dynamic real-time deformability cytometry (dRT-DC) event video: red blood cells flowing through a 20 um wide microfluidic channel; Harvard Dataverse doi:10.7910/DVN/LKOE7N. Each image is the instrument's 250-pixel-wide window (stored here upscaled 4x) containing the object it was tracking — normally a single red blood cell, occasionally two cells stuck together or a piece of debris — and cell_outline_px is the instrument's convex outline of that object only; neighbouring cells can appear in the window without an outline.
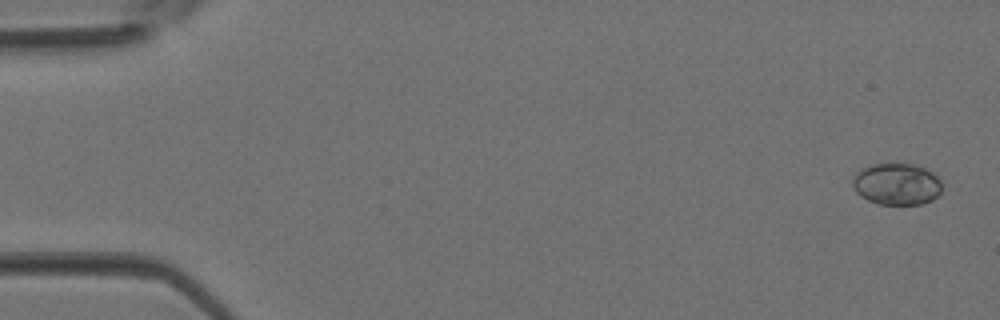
{"species": "Egyptian fruit bat (a non-hibernating species)", "species_latin": "Rousettus aegyptiacus", "temperature_condition": "room temperature", "stored_images_in_passage": 5, "camera_frame_rate_fps": 3000, "um_per_image_px": 0.085, "animal": {"sex": "female"}, "frame": {"image": 1, "passage_image": 1, "time_ms": 0.0, "image_size_px": [1000, 320], "cell_outline_px": [[940, 192], [932, 200], [920, 204], [876, 204], [860, 196], [856, 192], [852, 184], [852, 180], [856, 172], [860, 168], [872, 164], [916, 164], [932, 172], [940, 180]], "centroid_in_image_um": [76.18, 15.64], "position_along_channel_um": 8.8, "area_um2": 21.73}}
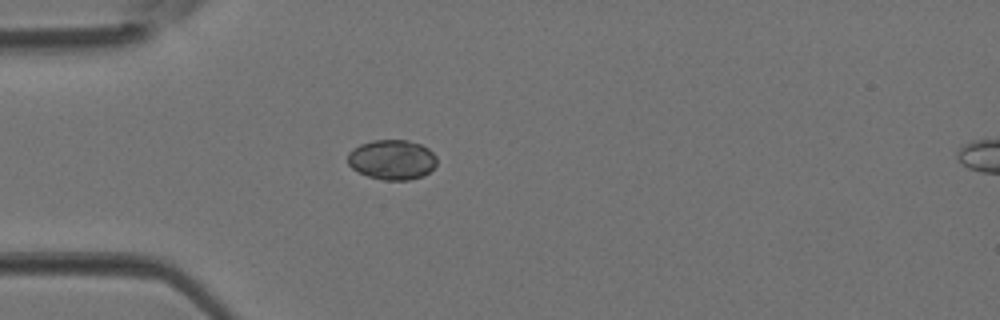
{"frame": {"image": 2, "passage_image": 4, "time_ms": 1.0, "image_size_px": [1000, 320], "cell_outline_px": [[436, 164], [424, 176], [408, 180], [384, 180], [368, 176], [352, 168], [348, 164], [348, 152], [352, 148], [360, 144], [372, 140], [408, 140], [420, 144], [428, 148], [436, 156]], "centroid_in_image_um": [33.31, 13.56], "position_along_channel_um": 51.7, "area_um2": 20.75}}